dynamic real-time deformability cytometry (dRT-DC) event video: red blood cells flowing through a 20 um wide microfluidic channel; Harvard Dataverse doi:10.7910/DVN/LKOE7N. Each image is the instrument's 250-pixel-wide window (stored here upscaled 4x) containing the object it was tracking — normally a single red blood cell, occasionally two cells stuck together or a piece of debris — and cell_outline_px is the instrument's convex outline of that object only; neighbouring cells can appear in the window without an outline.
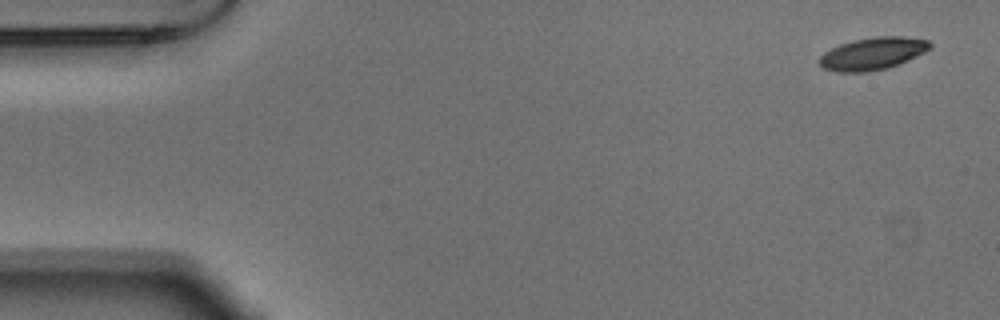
{"species": "Egyptian fruit bat (a non-hibernating species)", "species_latin": "Rousettus aegyptiacus", "temperature_condition": "warm", "stored_images_in_passage": 53, "camera_frame_rate_fps": 3000, "um_per_image_px": 0.085, "animal": {"sex": "male"}, "frame": {"image": 1, "passage_image": 1, "time_ms": 0.0, "image_size_px": [1000, 320], "cell_outline_px": [[932, 48], [916, 56], [888, 68], [868, 72], [836, 72], [824, 68], [820, 64], [820, 56], [824, 52], [840, 44], [852, 40], [876, 36], [904, 36], [928, 40], [932, 44]], "centroid_in_image_um": [74.19, 4.55], "position_along_channel_um": 10.8, "area_um2": 20.87}}
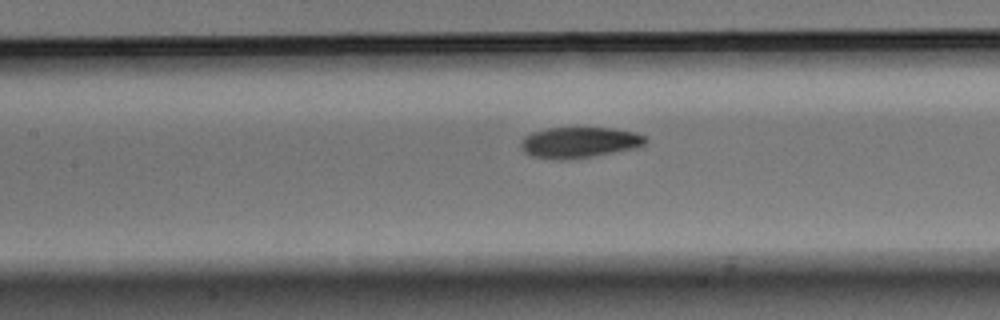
{"frame": {"image": 2, "passage_image": 23, "time_ms": 7.333, "image_size_px": [1000, 320], "cell_outline_px": [[648, 140], [644, 144], [636, 148], [592, 156], [560, 160], [556, 160], [532, 156], [524, 152], [520, 148], [520, 140], [524, 136], [532, 132], [548, 128], [612, 128], [636, 132], [644, 136]], "centroid_in_image_um": [49.21, 12.1], "position_along_channel_um": 158.2, "area_um2": 22.43}}
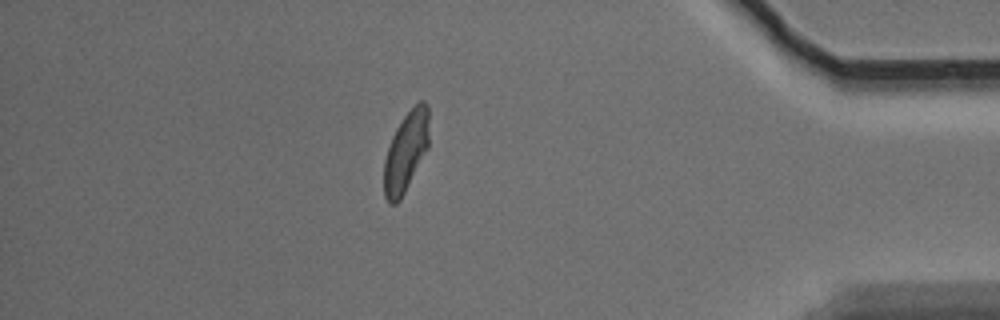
{"frame": {"image": 3, "passage_image": 46, "time_ms": 15.0, "image_size_px": [1000, 320], "cell_outline_px": [[428, 148], [400, 200], [396, 204], [388, 204], [384, 196], [384, 160], [392, 136], [396, 128], [404, 116], [420, 100], [424, 100], [428, 104]], "centroid_in_image_um": [34.49, 12.91], "position_along_channel_um": 400.7, "area_um2": 20.87}, "authors_computed_cell_mechanics": {"area_um2": 21.7906, "velocity_mm_per_s": 3.6838, "shape_relaxation_time_tau1_ms": 2.9189, "shape_relaxation_time_tau2_ms": 2.351, "deformation_change_tau1": 0.1358, "deformation_change_tau2": 0.0656}}